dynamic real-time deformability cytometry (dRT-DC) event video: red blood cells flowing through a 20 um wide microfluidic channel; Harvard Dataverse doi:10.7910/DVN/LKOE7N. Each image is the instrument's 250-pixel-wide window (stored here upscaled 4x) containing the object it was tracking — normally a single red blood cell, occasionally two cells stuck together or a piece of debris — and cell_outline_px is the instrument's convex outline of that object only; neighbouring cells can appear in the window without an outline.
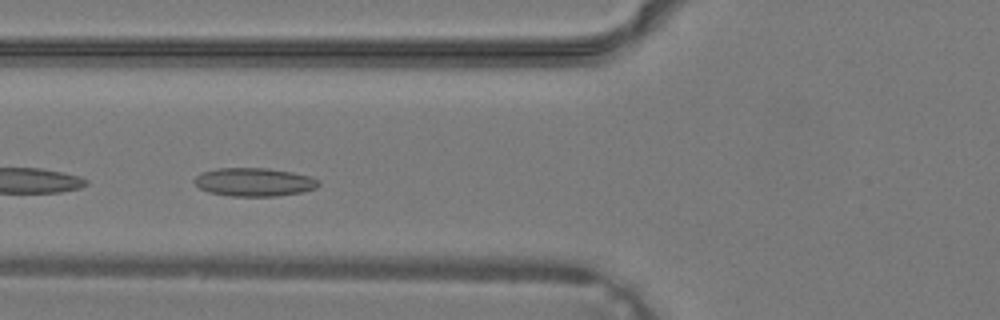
{"species": "common noctule bat (a hibernating species)", "species_latin": "Nyctalus noctula", "temperature_condition": "warm", "stored_images_in_passage": 18, "camera_frame_rate_fps": 3000, "um_per_image_px": 0.085, "animal": {"sex": "male", "body_mass_g": 19.2, "forearm_length_mm": 51.8}, "frame": {"image": 1, "passage_image": 10, "time_ms": 3.0, "image_size_px": [1000, 320], "cell_outline_px": [[320, 184], [316, 188], [300, 192], [276, 196], [232, 196], [208, 192], [200, 188], [192, 180], [200, 172], [216, 168], [268, 168], [292, 172], [308, 176], [320, 180]], "centroid_in_image_um": [21.57, 15.47], "position_along_channel_um": 104.2, "area_um2": 20.58}}
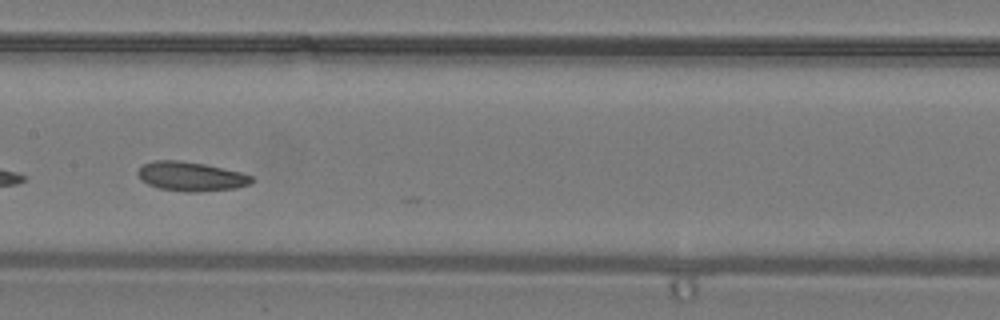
{"frame": {"image": 2, "passage_image": 15, "time_ms": 4.667, "image_size_px": [1000, 320], "cell_outline_px": [[252, 180], [248, 184], [236, 188], [196, 192], [188, 192], [160, 188], [148, 184], [140, 180], [136, 172], [144, 164], [152, 160], [180, 160], [204, 164], [240, 172], [252, 176]], "centroid_in_image_um": [16.18, 14.99], "position_along_channel_um": 191.2, "area_um2": 19.25}}
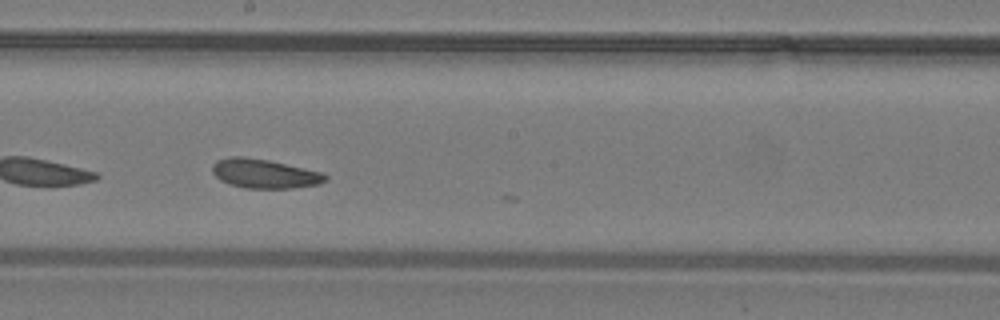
{"frame": {"image": 3, "passage_image": 17, "time_ms": 5.333, "image_size_px": [1000, 320], "cell_outline_px": [[328, 180], [316, 184], [292, 188], [244, 188], [220, 180], [212, 172], [212, 164], [216, 160], [228, 156], [244, 156], [268, 160], [304, 168], [320, 172], [328, 176]], "centroid_in_image_um": [22.43, 14.74], "position_along_channel_um": 225.8, "area_um2": 19.13}}